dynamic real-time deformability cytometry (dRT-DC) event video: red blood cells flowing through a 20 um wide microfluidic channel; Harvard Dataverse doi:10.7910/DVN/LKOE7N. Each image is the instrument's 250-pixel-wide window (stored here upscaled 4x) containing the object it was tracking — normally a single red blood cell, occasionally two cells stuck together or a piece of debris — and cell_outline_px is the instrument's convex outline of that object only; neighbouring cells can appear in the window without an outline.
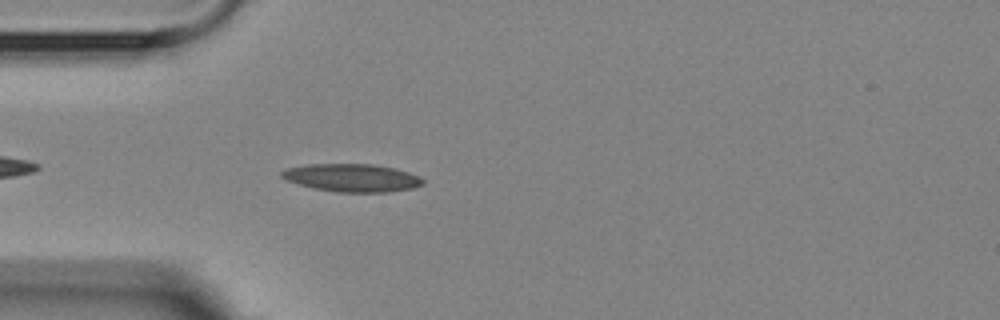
{"species": "Egyptian fruit bat (a non-hibernating species)", "species_latin": "Rousettus aegyptiacus", "temperature_condition": "room temperature", "stored_images_in_passage": 4, "camera_frame_rate_fps": 3000, "um_per_image_px": 0.085, "animal": {"sex": "female"}, "frame": {"image": 1, "passage_image": 4, "time_ms": 3.333, "image_size_px": [1000, 320], "cell_outline_px": [[424, 184], [412, 188], [388, 192], [336, 192], [316, 188], [300, 184], [288, 180], [280, 176], [280, 172], [288, 168], [308, 164], [372, 164], [396, 168], [420, 176], [424, 180]], "centroid_in_image_um": [29.96, 15.11], "position_along_channel_um": 55.0, "area_um2": 22.83}}